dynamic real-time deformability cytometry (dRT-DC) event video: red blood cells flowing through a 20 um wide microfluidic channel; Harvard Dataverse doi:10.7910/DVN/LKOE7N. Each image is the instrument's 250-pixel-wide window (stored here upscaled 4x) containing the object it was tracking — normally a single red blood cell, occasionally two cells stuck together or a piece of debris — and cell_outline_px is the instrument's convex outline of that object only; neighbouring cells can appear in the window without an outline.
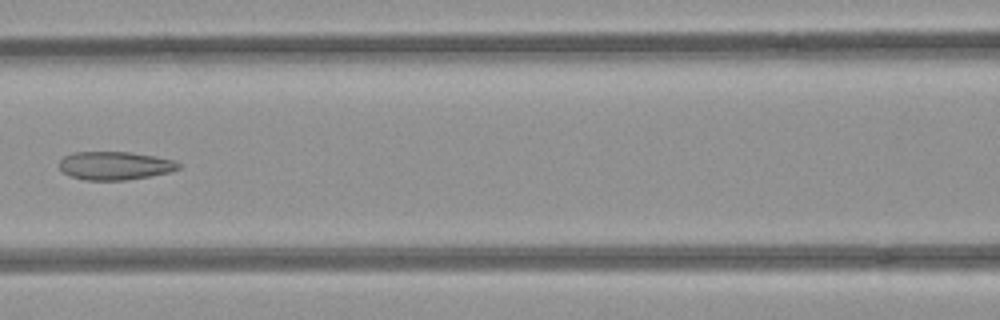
{"species": "common noctule bat (a hibernating species)", "species_latin": "Nyctalus noctula", "temperature_condition": "room temperature", "stored_images_in_passage": 6, "camera_frame_rate_fps": 3000, "um_per_image_px": 0.085, "animal": {"sex": "female", "body_mass_g": 21.9}, "frame": {"image": 1, "passage_image": 6, "time_ms": 1.667, "image_size_px": [1000, 320], "cell_outline_px": [[180, 168], [168, 172], [148, 176], [124, 180], [84, 180], [72, 176], [64, 172], [60, 168], [60, 160], [64, 156], [72, 152], [132, 152], [176, 160], [180, 164]], "centroid_in_image_um": [9.77, 14.07], "position_along_channel_um": 156.8, "area_um2": 19.54}}